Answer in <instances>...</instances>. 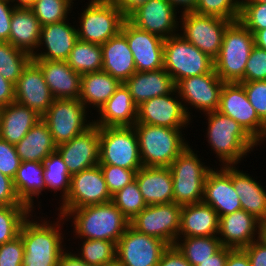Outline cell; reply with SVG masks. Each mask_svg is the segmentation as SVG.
<instances>
[{"instance_id":"cell-63","label":"cell","mask_w":266,"mask_h":266,"mask_svg":"<svg viewBox=\"0 0 266 266\" xmlns=\"http://www.w3.org/2000/svg\"><path fill=\"white\" fill-rule=\"evenodd\" d=\"M35 1L36 0H10L15 8L25 9H30L35 4Z\"/></svg>"},{"instance_id":"cell-1","label":"cell","mask_w":266,"mask_h":266,"mask_svg":"<svg viewBox=\"0 0 266 266\" xmlns=\"http://www.w3.org/2000/svg\"><path fill=\"white\" fill-rule=\"evenodd\" d=\"M41 213L37 216L32 211L20 228L19 235L24 244L22 266H58L62 252L67 248L66 241L73 240L70 235L68 240L66 238L64 225L68 222L64 216L55 213L54 218L57 217H52L51 221L47 214L45 217L40 216Z\"/></svg>"},{"instance_id":"cell-25","label":"cell","mask_w":266,"mask_h":266,"mask_svg":"<svg viewBox=\"0 0 266 266\" xmlns=\"http://www.w3.org/2000/svg\"><path fill=\"white\" fill-rule=\"evenodd\" d=\"M137 117L138 106L132 100L129 89L121 83L115 93L93 115V124L98 127L134 126Z\"/></svg>"},{"instance_id":"cell-31","label":"cell","mask_w":266,"mask_h":266,"mask_svg":"<svg viewBox=\"0 0 266 266\" xmlns=\"http://www.w3.org/2000/svg\"><path fill=\"white\" fill-rule=\"evenodd\" d=\"M101 47L102 71L107 72L121 83H124L136 72L132 51L126 36L121 31L102 44Z\"/></svg>"},{"instance_id":"cell-30","label":"cell","mask_w":266,"mask_h":266,"mask_svg":"<svg viewBox=\"0 0 266 266\" xmlns=\"http://www.w3.org/2000/svg\"><path fill=\"white\" fill-rule=\"evenodd\" d=\"M219 216L203 201L182 206L178 237L218 236Z\"/></svg>"},{"instance_id":"cell-59","label":"cell","mask_w":266,"mask_h":266,"mask_svg":"<svg viewBox=\"0 0 266 266\" xmlns=\"http://www.w3.org/2000/svg\"><path fill=\"white\" fill-rule=\"evenodd\" d=\"M231 248L222 246L214 255L210 256L209 259L202 261L197 266H225L228 253L231 251Z\"/></svg>"},{"instance_id":"cell-6","label":"cell","mask_w":266,"mask_h":266,"mask_svg":"<svg viewBox=\"0 0 266 266\" xmlns=\"http://www.w3.org/2000/svg\"><path fill=\"white\" fill-rule=\"evenodd\" d=\"M87 1L82 11H77V20L71 19L75 21L78 39L102 45L121 31L126 17L111 0Z\"/></svg>"},{"instance_id":"cell-48","label":"cell","mask_w":266,"mask_h":266,"mask_svg":"<svg viewBox=\"0 0 266 266\" xmlns=\"http://www.w3.org/2000/svg\"><path fill=\"white\" fill-rule=\"evenodd\" d=\"M266 80V50L253 46L241 82Z\"/></svg>"},{"instance_id":"cell-29","label":"cell","mask_w":266,"mask_h":266,"mask_svg":"<svg viewBox=\"0 0 266 266\" xmlns=\"http://www.w3.org/2000/svg\"><path fill=\"white\" fill-rule=\"evenodd\" d=\"M124 84L137 106L154 97L172 93L176 86L164 68L155 71H136Z\"/></svg>"},{"instance_id":"cell-8","label":"cell","mask_w":266,"mask_h":266,"mask_svg":"<svg viewBox=\"0 0 266 266\" xmlns=\"http://www.w3.org/2000/svg\"><path fill=\"white\" fill-rule=\"evenodd\" d=\"M163 68L176 84L184 78L211 73L214 60L178 33L164 40Z\"/></svg>"},{"instance_id":"cell-53","label":"cell","mask_w":266,"mask_h":266,"mask_svg":"<svg viewBox=\"0 0 266 266\" xmlns=\"http://www.w3.org/2000/svg\"><path fill=\"white\" fill-rule=\"evenodd\" d=\"M14 6L10 0H0V42H8Z\"/></svg>"},{"instance_id":"cell-39","label":"cell","mask_w":266,"mask_h":266,"mask_svg":"<svg viewBox=\"0 0 266 266\" xmlns=\"http://www.w3.org/2000/svg\"><path fill=\"white\" fill-rule=\"evenodd\" d=\"M175 246L192 266L209 259L222 247L218 236L178 237Z\"/></svg>"},{"instance_id":"cell-9","label":"cell","mask_w":266,"mask_h":266,"mask_svg":"<svg viewBox=\"0 0 266 266\" xmlns=\"http://www.w3.org/2000/svg\"><path fill=\"white\" fill-rule=\"evenodd\" d=\"M89 112L79 99H54L41 119L50 129L54 143L59 145L93 125L94 113Z\"/></svg>"},{"instance_id":"cell-60","label":"cell","mask_w":266,"mask_h":266,"mask_svg":"<svg viewBox=\"0 0 266 266\" xmlns=\"http://www.w3.org/2000/svg\"><path fill=\"white\" fill-rule=\"evenodd\" d=\"M127 18L134 10L145 4L148 0H111Z\"/></svg>"},{"instance_id":"cell-36","label":"cell","mask_w":266,"mask_h":266,"mask_svg":"<svg viewBox=\"0 0 266 266\" xmlns=\"http://www.w3.org/2000/svg\"><path fill=\"white\" fill-rule=\"evenodd\" d=\"M14 146L21 162H43L57 149L50 129L42 119H40Z\"/></svg>"},{"instance_id":"cell-12","label":"cell","mask_w":266,"mask_h":266,"mask_svg":"<svg viewBox=\"0 0 266 266\" xmlns=\"http://www.w3.org/2000/svg\"><path fill=\"white\" fill-rule=\"evenodd\" d=\"M110 195L99 165L71 175L67 197L55 207V213L66 216L72 209L110 202Z\"/></svg>"},{"instance_id":"cell-62","label":"cell","mask_w":266,"mask_h":266,"mask_svg":"<svg viewBox=\"0 0 266 266\" xmlns=\"http://www.w3.org/2000/svg\"><path fill=\"white\" fill-rule=\"evenodd\" d=\"M254 43L257 47L266 50V29L258 30L254 34Z\"/></svg>"},{"instance_id":"cell-46","label":"cell","mask_w":266,"mask_h":266,"mask_svg":"<svg viewBox=\"0 0 266 266\" xmlns=\"http://www.w3.org/2000/svg\"><path fill=\"white\" fill-rule=\"evenodd\" d=\"M239 21L253 35L266 29V3L241 2Z\"/></svg>"},{"instance_id":"cell-33","label":"cell","mask_w":266,"mask_h":266,"mask_svg":"<svg viewBox=\"0 0 266 266\" xmlns=\"http://www.w3.org/2000/svg\"><path fill=\"white\" fill-rule=\"evenodd\" d=\"M41 118L35 111L14 101L0 108V138L15 145Z\"/></svg>"},{"instance_id":"cell-26","label":"cell","mask_w":266,"mask_h":266,"mask_svg":"<svg viewBox=\"0 0 266 266\" xmlns=\"http://www.w3.org/2000/svg\"><path fill=\"white\" fill-rule=\"evenodd\" d=\"M43 73L54 99H79L81 74L75 72L67 61L33 60Z\"/></svg>"},{"instance_id":"cell-3","label":"cell","mask_w":266,"mask_h":266,"mask_svg":"<svg viewBox=\"0 0 266 266\" xmlns=\"http://www.w3.org/2000/svg\"><path fill=\"white\" fill-rule=\"evenodd\" d=\"M65 218L71 224L70 235L75 236L74 240H108L117 244L130 226V221L111 201L72 209Z\"/></svg>"},{"instance_id":"cell-5","label":"cell","mask_w":266,"mask_h":266,"mask_svg":"<svg viewBox=\"0 0 266 266\" xmlns=\"http://www.w3.org/2000/svg\"><path fill=\"white\" fill-rule=\"evenodd\" d=\"M193 148L189 144L169 166L173 181V202L181 206L203 200L205 179L213 168V164L207 163V160L204 162L206 158H199L201 155L197 154L200 152Z\"/></svg>"},{"instance_id":"cell-52","label":"cell","mask_w":266,"mask_h":266,"mask_svg":"<svg viewBox=\"0 0 266 266\" xmlns=\"http://www.w3.org/2000/svg\"><path fill=\"white\" fill-rule=\"evenodd\" d=\"M0 206H27L17 195L12 178L0 172Z\"/></svg>"},{"instance_id":"cell-50","label":"cell","mask_w":266,"mask_h":266,"mask_svg":"<svg viewBox=\"0 0 266 266\" xmlns=\"http://www.w3.org/2000/svg\"><path fill=\"white\" fill-rule=\"evenodd\" d=\"M24 244L21 236L0 245V266H22Z\"/></svg>"},{"instance_id":"cell-17","label":"cell","mask_w":266,"mask_h":266,"mask_svg":"<svg viewBox=\"0 0 266 266\" xmlns=\"http://www.w3.org/2000/svg\"><path fill=\"white\" fill-rule=\"evenodd\" d=\"M176 89L149 99L138 106L137 123L169 128H189L193 124Z\"/></svg>"},{"instance_id":"cell-13","label":"cell","mask_w":266,"mask_h":266,"mask_svg":"<svg viewBox=\"0 0 266 266\" xmlns=\"http://www.w3.org/2000/svg\"><path fill=\"white\" fill-rule=\"evenodd\" d=\"M224 83L213 70L211 73L184 78L176 83L175 89L186 113L193 120V116H196L195 119L198 117L195 115L197 112L201 113L199 118H202V114L218 109ZM192 109L196 110L195 113Z\"/></svg>"},{"instance_id":"cell-38","label":"cell","mask_w":266,"mask_h":266,"mask_svg":"<svg viewBox=\"0 0 266 266\" xmlns=\"http://www.w3.org/2000/svg\"><path fill=\"white\" fill-rule=\"evenodd\" d=\"M68 65L77 73L102 71L103 58L102 47L78 39L70 52L67 60Z\"/></svg>"},{"instance_id":"cell-32","label":"cell","mask_w":266,"mask_h":266,"mask_svg":"<svg viewBox=\"0 0 266 266\" xmlns=\"http://www.w3.org/2000/svg\"><path fill=\"white\" fill-rule=\"evenodd\" d=\"M13 181L18 198L33 212L36 209L43 211L41 207L43 206L41 205L42 201L38 199L41 198L40 195L43 196L42 192L46 193L43 163L37 161L21 162Z\"/></svg>"},{"instance_id":"cell-51","label":"cell","mask_w":266,"mask_h":266,"mask_svg":"<svg viewBox=\"0 0 266 266\" xmlns=\"http://www.w3.org/2000/svg\"><path fill=\"white\" fill-rule=\"evenodd\" d=\"M20 164L14 144L0 138V172L14 179Z\"/></svg>"},{"instance_id":"cell-41","label":"cell","mask_w":266,"mask_h":266,"mask_svg":"<svg viewBox=\"0 0 266 266\" xmlns=\"http://www.w3.org/2000/svg\"><path fill=\"white\" fill-rule=\"evenodd\" d=\"M31 60L32 56L29 53L9 42H0V74L14 85Z\"/></svg>"},{"instance_id":"cell-27","label":"cell","mask_w":266,"mask_h":266,"mask_svg":"<svg viewBox=\"0 0 266 266\" xmlns=\"http://www.w3.org/2000/svg\"><path fill=\"white\" fill-rule=\"evenodd\" d=\"M147 205L173 202V181L169 167L142 166L135 175Z\"/></svg>"},{"instance_id":"cell-64","label":"cell","mask_w":266,"mask_h":266,"mask_svg":"<svg viewBox=\"0 0 266 266\" xmlns=\"http://www.w3.org/2000/svg\"><path fill=\"white\" fill-rule=\"evenodd\" d=\"M259 239L266 244V221L260 223V237Z\"/></svg>"},{"instance_id":"cell-57","label":"cell","mask_w":266,"mask_h":266,"mask_svg":"<svg viewBox=\"0 0 266 266\" xmlns=\"http://www.w3.org/2000/svg\"><path fill=\"white\" fill-rule=\"evenodd\" d=\"M67 247L68 248H66L60 256L58 266H91L83 261L75 252V250H72V247L71 249H69V246Z\"/></svg>"},{"instance_id":"cell-45","label":"cell","mask_w":266,"mask_h":266,"mask_svg":"<svg viewBox=\"0 0 266 266\" xmlns=\"http://www.w3.org/2000/svg\"><path fill=\"white\" fill-rule=\"evenodd\" d=\"M240 10L241 0H197L193 12L238 21Z\"/></svg>"},{"instance_id":"cell-43","label":"cell","mask_w":266,"mask_h":266,"mask_svg":"<svg viewBox=\"0 0 266 266\" xmlns=\"http://www.w3.org/2000/svg\"><path fill=\"white\" fill-rule=\"evenodd\" d=\"M31 212L28 206H0V245L19 235L23 221Z\"/></svg>"},{"instance_id":"cell-49","label":"cell","mask_w":266,"mask_h":266,"mask_svg":"<svg viewBox=\"0 0 266 266\" xmlns=\"http://www.w3.org/2000/svg\"><path fill=\"white\" fill-rule=\"evenodd\" d=\"M259 118L266 124V80L240 82Z\"/></svg>"},{"instance_id":"cell-34","label":"cell","mask_w":266,"mask_h":266,"mask_svg":"<svg viewBox=\"0 0 266 266\" xmlns=\"http://www.w3.org/2000/svg\"><path fill=\"white\" fill-rule=\"evenodd\" d=\"M41 29L42 25L31 9L14 8L8 42L32 56L39 45Z\"/></svg>"},{"instance_id":"cell-19","label":"cell","mask_w":266,"mask_h":266,"mask_svg":"<svg viewBox=\"0 0 266 266\" xmlns=\"http://www.w3.org/2000/svg\"><path fill=\"white\" fill-rule=\"evenodd\" d=\"M121 32L126 36L132 51L136 71H155L163 68L165 39L137 28L127 19L123 22Z\"/></svg>"},{"instance_id":"cell-16","label":"cell","mask_w":266,"mask_h":266,"mask_svg":"<svg viewBox=\"0 0 266 266\" xmlns=\"http://www.w3.org/2000/svg\"><path fill=\"white\" fill-rule=\"evenodd\" d=\"M169 245L129 226L116 244V260L122 266H157Z\"/></svg>"},{"instance_id":"cell-58","label":"cell","mask_w":266,"mask_h":266,"mask_svg":"<svg viewBox=\"0 0 266 266\" xmlns=\"http://www.w3.org/2000/svg\"><path fill=\"white\" fill-rule=\"evenodd\" d=\"M225 266H251L250 259L243 249H232L228 253Z\"/></svg>"},{"instance_id":"cell-11","label":"cell","mask_w":266,"mask_h":266,"mask_svg":"<svg viewBox=\"0 0 266 266\" xmlns=\"http://www.w3.org/2000/svg\"><path fill=\"white\" fill-rule=\"evenodd\" d=\"M179 16V34L215 60L221 49L224 32L234 21L196 12Z\"/></svg>"},{"instance_id":"cell-35","label":"cell","mask_w":266,"mask_h":266,"mask_svg":"<svg viewBox=\"0 0 266 266\" xmlns=\"http://www.w3.org/2000/svg\"><path fill=\"white\" fill-rule=\"evenodd\" d=\"M120 84L121 82L105 71L82 74L79 100L90 113L94 110L95 113L115 93Z\"/></svg>"},{"instance_id":"cell-55","label":"cell","mask_w":266,"mask_h":266,"mask_svg":"<svg viewBox=\"0 0 266 266\" xmlns=\"http://www.w3.org/2000/svg\"><path fill=\"white\" fill-rule=\"evenodd\" d=\"M157 266H192L175 245L169 246L162 254Z\"/></svg>"},{"instance_id":"cell-44","label":"cell","mask_w":266,"mask_h":266,"mask_svg":"<svg viewBox=\"0 0 266 266\" xmlns=\"http://www.w3.org/2000/svg\"><path fill=\"white\" fill-rule=\"evenodd\" d=\"M111 202L129 221L147 207L136 180L112 195Z\"/></svg>"},{"instance_id":"cell-54","label":"cell","mask_w":266,"mask_h":266,"mask_svg":"<svg viewBox=\"0 0 266 266\" xmlns=\"http://www.w3.org/2000/svg\"><path fill=\"white\" fill-rule=\"evenodd\" d=\"M250 259L251 266H266V244L260 239L243 248Z\"/></svg>"},{"instance_id":"cell-15","label":"cell","mask_w":266,"mask_h":266,"mask_svg":"<svg viewBox=\"0 0 266 266\" xmlns=\"http://www.w3.org/2000/svg\"><path fill=\"white\" fill-rule=\"evenodd\" d=\"M217 111L234 119L259 144L264 145L266 124L257 115L239 82L224 83Z\"/></svg>"},{"instance_id":"cell-47","label":"cell","mask_w":266,"mask_h":266,"mask_svg":"<svg viewBox=\"0 0 266 266\" xmlns=\"http://www.w3.org/2000/svg\"><path fill=\"white\" fill-rule=\"evenodd\" d=\"M110 195H114L135 180L139 169H126L114 165H99Z\"/></svg>"},{"instance_id":"cell-37","label":"cell","mask_w":266,"mask_h":266,"mask_svg":"<svg viewBox=\"0 0 266 266\" xmlns=\"http://www.w3.org/2000/svg\"><path fill=\"white\" fill-rule=\"evenodd\" d=\"M42 163L46 192H51L50 195L53 193L54 198L57 196L58 199L55 198V200H58L57 204L59 205L69 193L71 175L57 150L52 152ZM58 192H60L59 195Z\"/></svg>"},{"instance_id":"cell-18","label":"cell","mask_w":266,"mask_h":266,"mask_svg":"<svg viewBox=\"0 0 266 266\" xmlns=\"http://www.w3.org/2000/svg\"><path fill=\"white\" fill-rule=\"evenodd\" d=\"M178 15L169 0H148L126 19L137 28L166 39L179 33Z\"/></svg>"},{"instance_id":"cell-22","label":"cell","mask_w":266,"mask_h":266,"mask_svg":"<svg viewBox=\"0 0 266 266\" xmlns=\"http://www.w3.org/2000/svg\"><path fill=\"white\" fill-rule=\"evenodd\" d=\"M71 21L69 18L42 26L39 45L32 60L67 61L78 40L75 21Z\"/></svg>"},{"instance_id":"cell-10","label":"cell","mask_w":266,"mask_h":266,"mask_svg":"<svg viewBox=\"0 0 266 266\" xmlns=\"http://www.w3.org/2000/svg\"><path fill=\"white\" fill-rule=\"evenodd\" d=\"M99 165H114L126 169H140L142 165L139 143L133 126L99 127Z\"/></svg>"},{"instance_id":"cell-24","label":"cell","mask_w":266,"mask_h":266,"mask_svg":"<svg viewBox=\"0 0 266 266\" xmlns=\"http://www.w3.org/2000/svg\"><path fill=\"white\" fill-rule=\"evenodd\" d=\"M260 223L254 215L244 210L219 217L218 238L221 245L243 249L260 237Z\"/></svg>"},{"instance_id":"cell-56","label":"cell","mask_w":266,"mask_h":266,"mask_svg":"<svg viewBox=\"0 0 266 266\" xmlns=\"http://www.w3.org/2000/svg\"><path fill=\"white\" fill-rule=\"evenodd\" d=\"M15 101L14 84L0 74V108Z\"/></svg>"},{"instance_id":"cell-40","label":"cell","mask_w":266,"mask_h":266,"mask_svg":"<svg viewBox=\"0 0 266 266\" xmlns=\"http://www.w3.org/2000/svg\"><path fill=\"white\" fill-rule=\"evenodd\" d=\"M78 242V249L75 246ZM69 242V247L73 246V250L78 256L91 266H105L116 261V243L108 240H91L78 239V241ZM71 243V244H70Z\"/></svg>"},{"instance_id":"cell-42","label":"cell","mask_w":266,"mask_h":266,"mask_svg":"<svg viewBox=\"0 0 266 266\" xmlns=\"http://www.w3.org/2000/svg\"><path fill=\"white\" fill-rule=\"evenodd\" d=\"M74 0H36L30 8L42 26L72 17ZM74 4V5H73Z\"/></svg>"},{"instance_id":"cell-14","label":"cell","mask_w":266,"mask_h":266,"mask_svg":"<svg viewBox=\"0 0 266 266\" xmlns=\"http://www.w3.org/2000/svg\"><path fill=\"white\" fill-rule=\"evenodd\" d=\"M182 206L174 202L147 205L130 226L136 231L161 239L169 246L175 245L180 229Z\"/></svg>"},{"instance_id":"cell-7","label":"cell","mask_w":266,"mask_h":266,"mask_svg":"<svg viewBox=\"0 0 266 266\" xmlns=\"http://www.w3.org/2000/svg\"><path fill=\"white\" fill-rule=\"evenodd\" d=\"M254 35L239 20L225 30L219 55L214 60V70L225 83L241 82L247 60L253 49Z\"/></svg>"},{"instance_id":"cell-65","label":"cell","mask_w":266,"mask_h":266,"mask_svg":"<svg viewBox=\"0 0 266 266\" xmlns=\"http://www.w3.org/2000/svg\"><path fill=\"white\" fill-rule=\"evenodd\" d=\"M241 2L266 3V0H241Z\"/></svg>"},{"instance_id":"cell-23","label":"cell","mask_w":266,"mask_h":266,"mask_svg":"<svg viewBox=\"0 0 266 266\" xmlns=\"http://www.w3.org/2000/svg\"><path fill=\"white\" fill-rule=\"evenodd\" d=\"M15 101L43 116L54 98L45 82L41 68L31 60L14 85Z\"/></svg>"},{"instance_id":"cell-28","label":"cell","mask_w":266,"mask_h":266,"mask_svg":"<svg viewBox=\"0 0 266 266\" xmlns=\"http://www.w3.org/2000/svg\"><path fill=\"white\" fill-rule=\"evenodd\" d=\"M239 167L232 165V184L240 198L242 210L261 222L266 221V186H263L261 180H257V176L255 178Z\"/></svg>"},{"instance_id":"cell-4","label":"cell","mask_w":266,"mask_h":266,"mask_svg":"<svg viewBox=\"0 0 266 266\" xmlns=\"http://www.w3.org/2000/svg\"><path fill=\"white\" fill-rule=\"evenodd\" d=\"M133 127L138 137L143 166L169 167L191 144L188 134H185L188 128H169L137 122Z\"/></svg>"},{"instance_id":"cell-20","label":"cell","mask_w":266,"mask_h":266,"mask_svg":"<svg viewBox=\"0 0 266 266\" xmlns=\"http://www.w3.org/2000/svg\"><path fill=\"white\" fill-rule=\"evenodd\" d=\"M215 163L216 166L206 176L202 201L221 217L239 211L242 207L232 184V165L217 167L218 161Z\"/></svg>"},{"instance_id":"cell-2","label":"cell","mask_w":266,"mask_h":266,"mask_svg":"<svg viewBox=\"0 0 266 266\" xmlns=\"http://www.w3.org/2000/svg\"><path fill=\"white\" fill-rule=\"evenodd\" d=\"M207 128H204V140L209 146V151L215 154L219 161L217 166L242 165V161L257 147L261 145L231 117L219 111H211L202 114ZM213 151V152H212Z\"/></svg>"},{"instance_id":"cell-61","label":"cell","mask_w":266,"mask_h":266,"mask_svg":"<svg viewBox=\"0 0 266 266\" xmlns=\"http://www.w3.org/2000/svg\"><path fill=\"white\" fill-rule=\"evenodd\" d=\"M169 2L181 15L184 13L193 12L195 10L197 0H169Z\"/></svg>"},{"instance_id":"cell-66","label":"cell","mask_w":266,"mask_h":266,"mask_svg":"<svg viewBox=\"0 0 266 266\" xmlns=\"http://www.w3.org/2000/svg\"><path fill=\"white\" fill-rule=\"evenodd\" d=\"M105 266H122L117 260L113 263L107 264Z\"/></svg>"},{"instance_id":"cell-21","label":"cell","mask_w":266,"mask_h":266,"mask_svg":"<svg viewBox=\"0 0 266 266\" xmlns=\"http://www.w3.org/2000/svg\"><path fill=\"white\" fill-rule=\"evenodd\" d=\"M70 175L99 165L100 137L99 127L93 124L70 141L57 145Z\"/></svg>"}]
</instances>
